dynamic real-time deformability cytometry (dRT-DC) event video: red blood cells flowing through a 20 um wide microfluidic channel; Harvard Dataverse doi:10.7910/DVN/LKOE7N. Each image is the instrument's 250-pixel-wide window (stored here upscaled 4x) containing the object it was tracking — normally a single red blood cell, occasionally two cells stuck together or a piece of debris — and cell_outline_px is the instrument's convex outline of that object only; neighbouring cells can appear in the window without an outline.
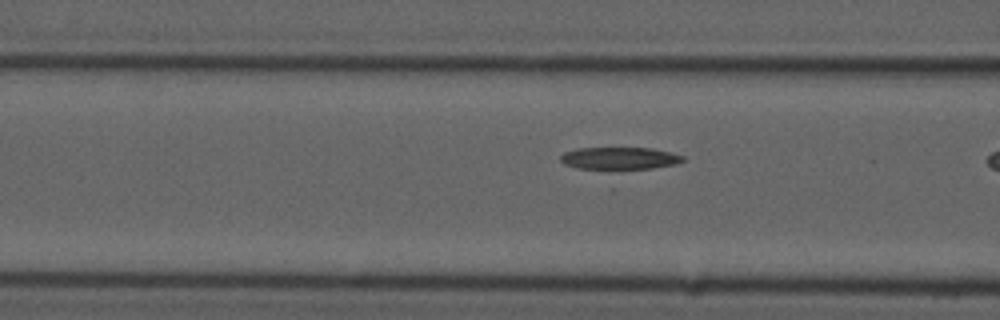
{"species": "common noctule bat (a hibernating species)", "species_latin": "Nyctalus noctula", "temperature_condition": "cold", "stored_images_in_passage": 9, "camera_frame_rate_fps": 3000, "um_per_image_px": 0.085, "animal": {"sex": "male", "forearm_length_mm": 52.5}, "frame": {"image": 1, "passage_image": 8, "time_ms": 2.333, "image_size_px": [1000, 320], "cell_outline_px": [[684, 160], [676, 164], [652, 168], [612, 172], [580, 168], [564, 164], [560, 160], [560, 156], [564, 152], [580, 148], [652, 148], [684, 156]], "centroid_in_image_um": [52.63, 13.5], "position_along_channel_um": 114.0, "area_um2": 16.53}}